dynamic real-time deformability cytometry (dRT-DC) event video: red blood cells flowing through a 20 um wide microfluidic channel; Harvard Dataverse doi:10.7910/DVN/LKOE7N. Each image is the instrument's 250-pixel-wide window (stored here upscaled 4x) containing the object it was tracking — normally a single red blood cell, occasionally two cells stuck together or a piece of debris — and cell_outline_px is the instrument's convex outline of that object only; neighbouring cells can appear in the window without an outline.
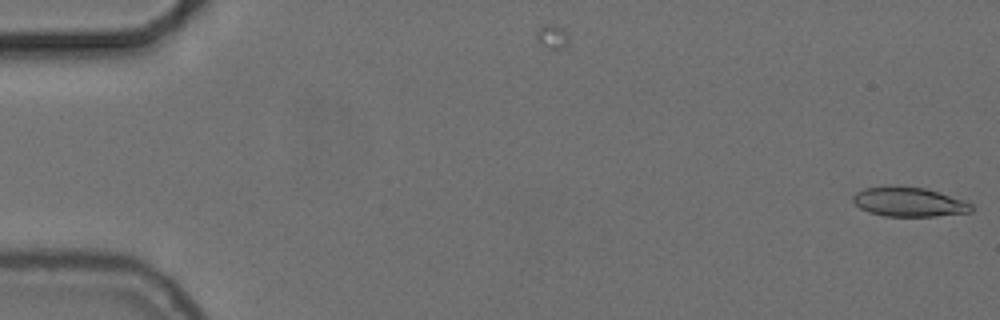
{"species": "common noctule bat (a hibernating species)", "species_latin": "Nyctalus noctula", "temperature_condition": "cold", "stored_images_in_passage": 2, "camera_frame_rate_fps": 3000, "um_per_image_px": 0.085, "animal": {"sex": "female", "body_mass_g": 24.6, "forearm_length_mm": 56.2}, "frame": {"image": 1, "passage_image": 2, "time_ms": 0.333, "image_size_px": [1000, 320], "cell_outline_px": [[972, 212], [936, 216], [884, 216], [868, 212], [860, 208], [852, 200], [852, 196], [856, 192], [864, 188], [888, 184], [900, 184], [924, 188], [964, 200], [972, 204]], "centroid_in_image_um": [77.21, 17.13], "position_along_channel_um": 7.8, "area_um2": 20.69}}